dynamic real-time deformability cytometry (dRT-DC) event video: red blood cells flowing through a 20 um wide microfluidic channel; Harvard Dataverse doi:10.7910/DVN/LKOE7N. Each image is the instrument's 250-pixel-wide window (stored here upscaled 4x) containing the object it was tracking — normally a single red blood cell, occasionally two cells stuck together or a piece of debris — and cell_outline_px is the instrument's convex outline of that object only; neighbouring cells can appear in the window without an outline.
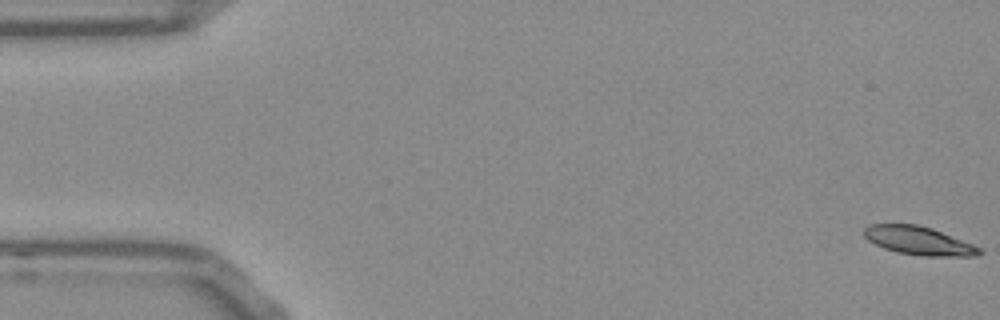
{"species": "Egyptian fruit bat (a non-hibernating species)", "species_latin": "Rousettus aegyptiacus", "temperature_condition": "room temperature", "stored_images_in_passage": 54, "camera_frame_rate_fps": 3000, "um_per_image_px": 0.085, "frame": {"image": 1, "passage_image": 1, "time_ms": 0.0, "image_size_px": [1000, 320], "cell_outline_px": [[984, 252], [976, 256], [924, 256], [896, 252], [884, 248], [868, 240], [864, 236], [864, 228], [868, 224], [916, 224], [932, 228], [972, 244], [980, 248]], "centroid_in_image_um": [78.08, 20.46], "position_along_channel_um": 6.9, "area_um2": 19.02}}
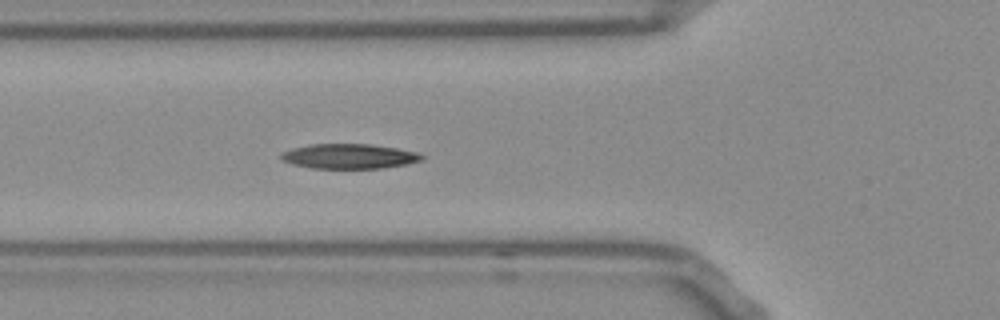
{"frame": {"image": 2, "passage_image": 19, "time_ms": 6.0, "image_size_px": [1000, 320], "cell_outline_px": [[424, 160], [408, 164], [384, 168], [312, 168], [292, 164], [280, 160], [280, 152], [292, 148], [312, 144], [368, 144], [396, 148], [416, 152], [424, 156]], "centroid_in_image_um": [29.66, 13.29], "position_along_channel_um": 96.1, "area_um2": 20.46}}
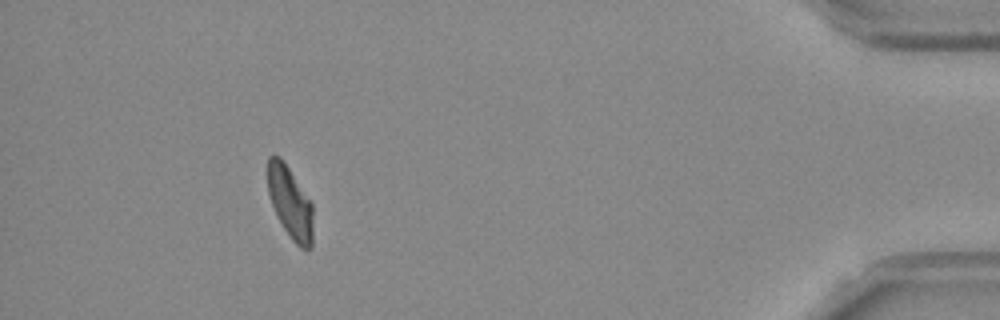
{"frame": {"image": 3, "passage_image": 49, "time_ms": 16.0, "image_size_px": [1000, 320], "cell_outline_px": [[312, 248], [300, 248], [292, 240], [284, 228], [272, 204], [268, 192], [268, 156], [280, 156], [312, 200]], "centroid_in_image_um": [24.68, 17.2], "position_along_channel_um": 410.5, "area_um2": 18.9}, "authors_computed_cell_mechanics": {"area_um2": 19.9699, "velocity_mm_per_s": 3.7779, "shape_relaxation_time_tau1_ms": 6.7607, "shape_relaxation_time_tau2_ms": 6.4996, "deformation_change_tau1": 0.1993, "deformation_change_tau2": 0.1319}}